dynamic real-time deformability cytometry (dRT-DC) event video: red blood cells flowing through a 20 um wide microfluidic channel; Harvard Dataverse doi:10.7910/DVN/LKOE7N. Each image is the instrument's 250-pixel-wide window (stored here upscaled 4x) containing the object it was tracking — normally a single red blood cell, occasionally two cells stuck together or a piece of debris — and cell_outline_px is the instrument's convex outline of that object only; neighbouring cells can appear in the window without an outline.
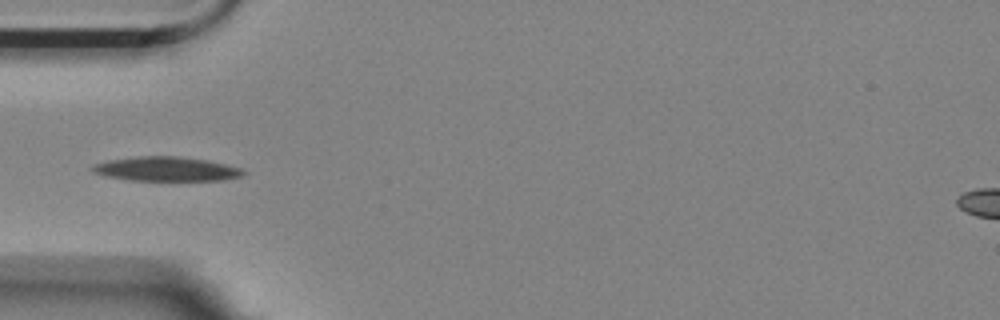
{"species": "Egyptian fruit bat (a non-hibernating species)", "species_latin": "Rousettus aegyptiacus", "temperature_condition": "room temperature", "stored_images_in_passage": 13, "camera_frame_rate_fps": 3000, "um_per_image_px": 0.085, "animal": {"sex": "female"}, "frame": {"image": 1, "passage_image": 3, "time_ms": 0.667, "image_size_px": [1000, 320], "cell_outline_px": [[248, 172], [244, 176], [224, 180], [128, 180], [104, 176], [92, 172], [88, 168], [92, 164], [108, 160], [140, 156], [176, 156], [208, 160], [240, 168]], "centroid_in_image_um": [14.1, 14.36], "position_along_channel_um": 70.9, "area_um2": 21.56}}
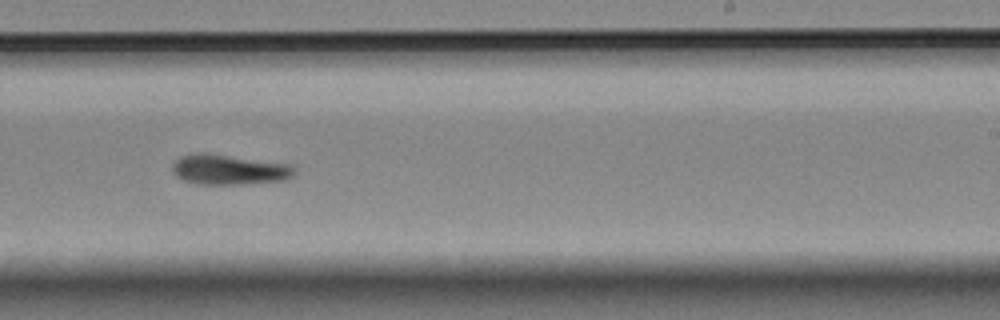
{"frame": {"image": 2, "passage_image": 8, "time_ms": 2.333, "image_size_px": [1000, 320], "cell_outline_px": [[296, 172], [288, 180], [236, 184], [200, 184], [184, 180], [176, 176], [172, 172], [172, 164], [180, 156], [196, 152], [208, 152], [292, 164], [296, 168]], "centroid_in_image_um": [19.49, 14.39], "position_along_channel_um": 269.5, "area_um2": 21.85}}
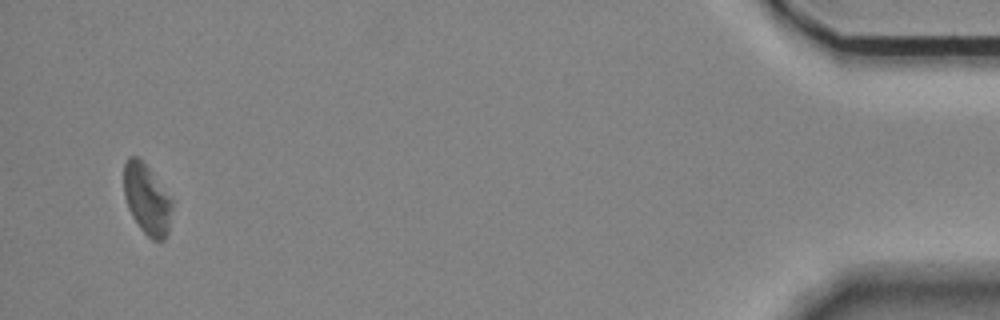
{"frame": {"image": 3, "passage_image": 13, "time_ms": 4.0, "image_size_px": [1000, 320], "cell_outline_px": [[172, 208], [168, 232], [164, 240], [152, 240], [140, 228], [132, 216], [128, 208], [124, 196], [124, 164], [128, 156], [136, 156], [148, 168], [172, 200]], "centroid_in_image_um": [12.47, 16.96], "position_along_channel_um": 422.7, "area_um2": 19.48}}